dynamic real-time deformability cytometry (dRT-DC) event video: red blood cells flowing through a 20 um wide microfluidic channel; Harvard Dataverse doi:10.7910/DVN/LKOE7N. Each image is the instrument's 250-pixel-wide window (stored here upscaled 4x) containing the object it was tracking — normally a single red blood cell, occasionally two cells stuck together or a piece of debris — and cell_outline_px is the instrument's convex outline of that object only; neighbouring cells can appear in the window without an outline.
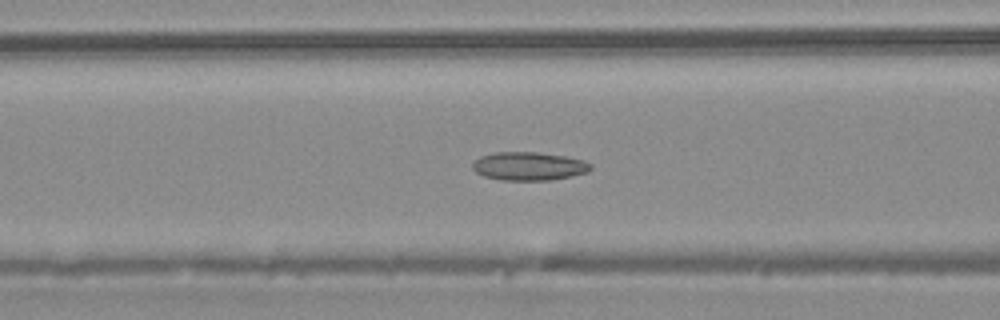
{"species": "common noctule bat (a hibernating species)", "species_latin": "Nyctalus noctula", "temperature_condition": "warm", "stored_images_in_passage": 49, "camera_frame_rate_fps": 3000, "um_per_image_px": 0.085, "animal": {"sex": "male", "body_mass_g": 20.4}, "frame": {"image": 1, "passage_image": 20, "time_ms": 6.333, "image_size_px": [1000, 320], "cell_outline_px": [[592, 168], [588, 172], [548, 180], [500, 180], [484, 176], [476, 172], [472, 168], [472, 164], [480, 156], [496, 152], [536, 152], [564, 156], [584, 160], [592, 164]], "centroid_in_image_um": [44.94, 14.12], "position_along_channel_um": 121.7, "area_um2": 19.42}}
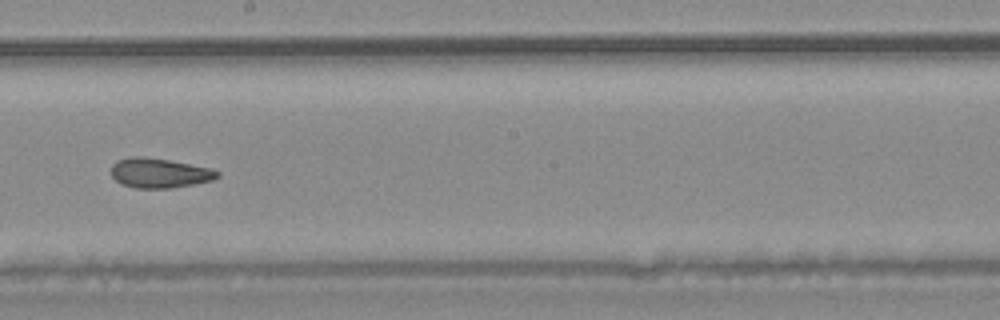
{"frame": {"image": 2, "passage_image": 28, "time_ms": 9.0, "image_size_px": [1000, 320], "cell_outline_px": [[220, 176], [212, 180], [172, 188], [136, 188], [124, 184], [116, 180], [112, 176], [112, 164], [116, 160], [128, 156], [144, 156], [168, 160], [208, 168], [220, 172]], "centroid_in_image_um": [13.52, 14.69], "position_along_channel_um": 234.7, "area_um2": 18.21}}
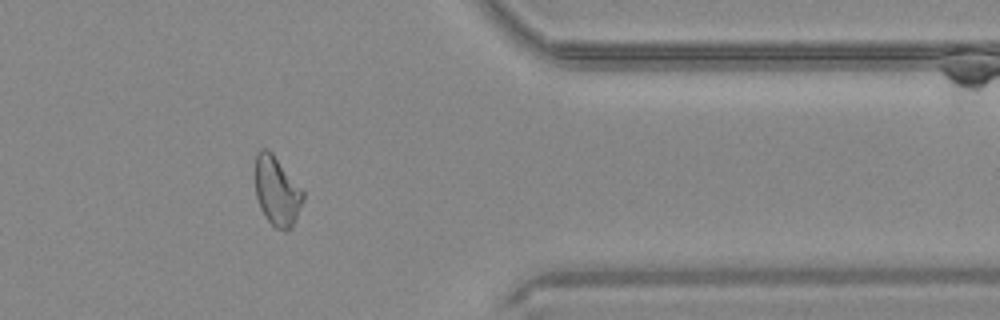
{"frame": {"image": 3, "passage_image": 40, "time_ms": 13.0, "image_size_px": [1000, 320], "cell_outline_px": [[304, 196], [292, 228], [288, 232], [284, 232], [276, 228], [268, 220], [260, 208], [256, 196], [256, 152], [260, 148], [268, 148], [272, 152], [304, 192]], "centroid_in_image_um": [23.53, 16.25], "position_along_channel_um": 387.9, "area_um2": 19.19}, "authors_computed_cell_mechanics": {"area_um2": 19.7676, "velocity_mm_per_s": 4.2381, "shape_relaxation_time_tau1_ms": null, "shape_relaxation_time_tau2_ms": 3.8372, "deformation_change_tau1": null, "deformation_change_tau2": 0.0964}}